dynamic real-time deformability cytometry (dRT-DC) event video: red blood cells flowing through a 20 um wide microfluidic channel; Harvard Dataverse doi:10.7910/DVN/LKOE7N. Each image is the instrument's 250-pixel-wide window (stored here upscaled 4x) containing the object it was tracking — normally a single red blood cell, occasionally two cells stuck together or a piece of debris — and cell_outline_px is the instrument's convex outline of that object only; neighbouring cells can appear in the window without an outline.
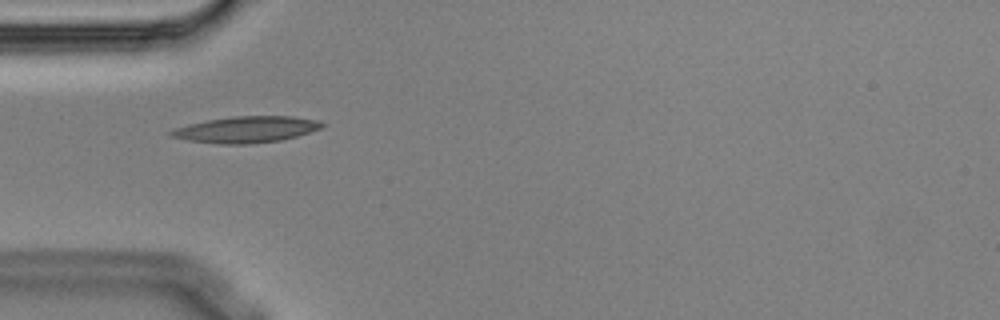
{"species": "Egyptian fruit bat (a non-hibernating species)", "species_latin": "Rousettus aegyptiacus", "temperature_condition": "cold", "stored_images_in_passage": 2, "camera_frame_rate_fps": 3000, "um_per_image_px": 0.085, "animal": {"sex": "male"}, "frame": {"image": 1, "passage_image": 1, "time_ms": 0.0, "image_size_px": [1000, 320], "cell_outline_px": [[324, 124], [320, 128], [296, 136], [280, 140], [248, 144], [216, 144], [188, 140], [168, 136], [168, 132], [172, 128], [204, 120], [232, 116], [292, 116], [316, 120]], "centroid_in_image_um": [20.82, 11.0], "position_along_channel_um": 64.2, "area_um2": 23.18}}